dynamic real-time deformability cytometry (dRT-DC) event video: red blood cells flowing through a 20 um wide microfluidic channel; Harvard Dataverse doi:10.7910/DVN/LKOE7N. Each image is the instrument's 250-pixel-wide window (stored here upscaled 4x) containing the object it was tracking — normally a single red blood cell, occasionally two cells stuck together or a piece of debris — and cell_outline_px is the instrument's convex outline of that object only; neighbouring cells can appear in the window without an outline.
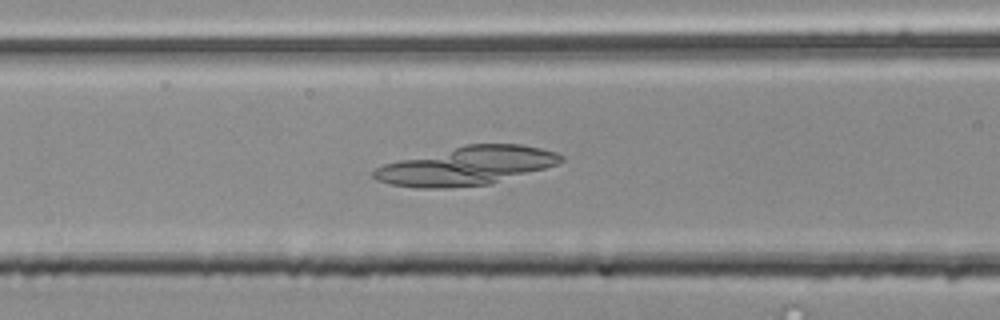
{"species": "common noctule bat (a hibernating species)", "species_latin": "Nyctalus noctula", "temperature_condition": "room temperature", "stored_images_in_passage": 56, "camera_frame_rate_fps": 3000, "um_per_image_px": 0.085, "animal": {"sex": "male", "body_mass_g": 20.4}, "frame": {"image": 1, "passage_image": 24, "time_ms": 7.667, "image_size_px": [1000, 320], "cell_outline_px": [[564, 160], [556, 164], [544, 168], [488, 184], [444, 188], [416, 188], [392, 184], [376, 180], [372, 176], [372, 172], [376, 168], [384, 164], [400, 160], [468, 144], [520, 144], [540, 148], [556, 152], [564, 156]], "centroid_in_image_um": [39.65, 14.1], "position_along_channel_um": 126.9, "area_um2": 41.21}}
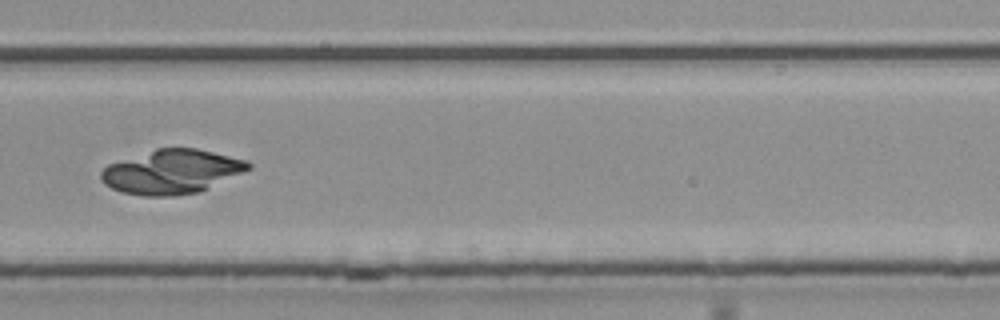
{"frame": {"image": 2, "passage_image": 39, "time_ms": 12.667, "image_size_px": [1000, 320], "cell_outline_px": [[252, 168], [196, 192], [176, 196], [144, 196], [120, 192], [104, 184], [100, 180], [100, 172], [108, 164], [156, 148], [196, 148], [248, 160], [252, 164]], "centroid_in_image_um": [14.56, 14.59], "position_along_channel_um": 315.2, "area_um2": 37.69}}
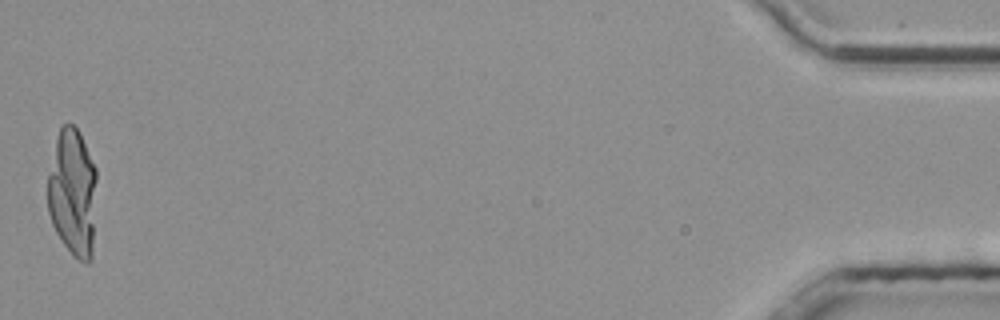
{"frame": {"image": 3, "passage_image": 56, "time_ms": 18.333, "image_size_px": [1000, 320], "cell_outline_px": [[96, 180], [92, 260], [88, 264], [72, 256], [56, 232], [52, 224], [48, 212], [48, 176], [56, 136], [60, 128], [68, 120], [76, 128], [96, 168]], "centroid_in_image_um": [6.17, 16.4], "position_along_channel_um": 429.0, "area_um2": 36.53}}